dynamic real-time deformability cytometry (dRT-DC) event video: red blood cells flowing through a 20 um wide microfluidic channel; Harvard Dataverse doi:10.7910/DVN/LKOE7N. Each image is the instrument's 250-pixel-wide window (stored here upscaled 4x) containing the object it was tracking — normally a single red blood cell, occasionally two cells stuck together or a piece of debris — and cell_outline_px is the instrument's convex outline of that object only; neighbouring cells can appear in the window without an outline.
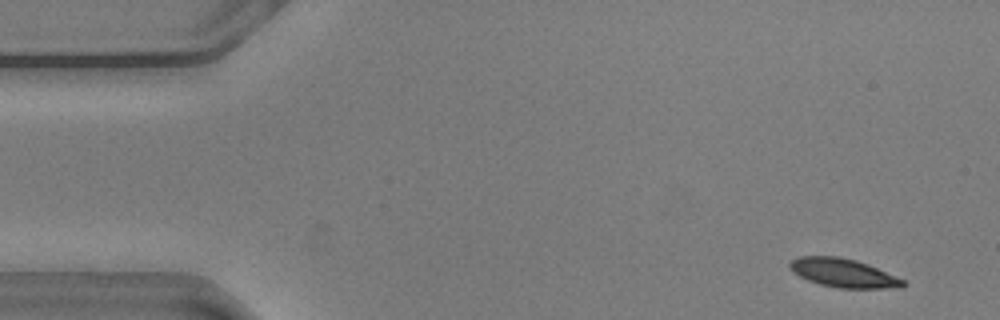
{"species": "common noctule bat (a hibernating species)", "species_latin": "Nyctalus noctula", "temperature_condition": "warm", "stored_images_in_passage": 55, "camera_frame_rate_fps": 3000, "um_per_image_px": 0.085, "animal": {"sex": "male", "body_mass_g": 20.5, "forearm_length_mm": 52.5}, "frame": {"image": 1, "passage_image": 3, "time_ms": 0.667, "image_size_px": [1000, 320], "cell_outline_px": [[908, 284], [900, 288], [836, 288], [820, 284], [808, 280], [792, 272], [788, 264], [792, 260], [800, 256], [836, 256], [856, 260], [868, 264], [904, 280]], "centroid_in_image_um": [71.68, 23.2], "position_along_channel_um": 13.3, "area_um2": 18.9}}
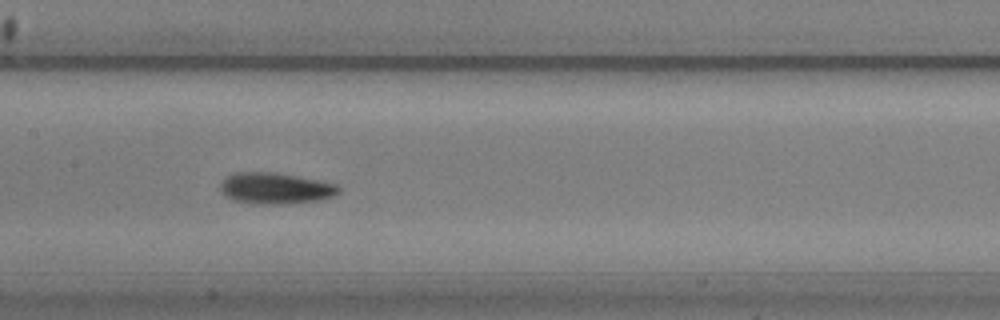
{"frame": {"image": 2, "passage_image": 26, "time_ms": 8.333, "image_size_px": [1000, 320], "cell_outline_px": [[340, 192], [336, 196], [320, 200], [288, 204], [256, 204], [232, 200], [224, 196], [220, 192], [220, 184], [228, 176], [236, 172], [276, 172], [336, 184], [340, 188]], "centroid_in_image_um": [23.41, 16.02], "position_along_channel_um": 184.0, "area_um2": 21.73}}
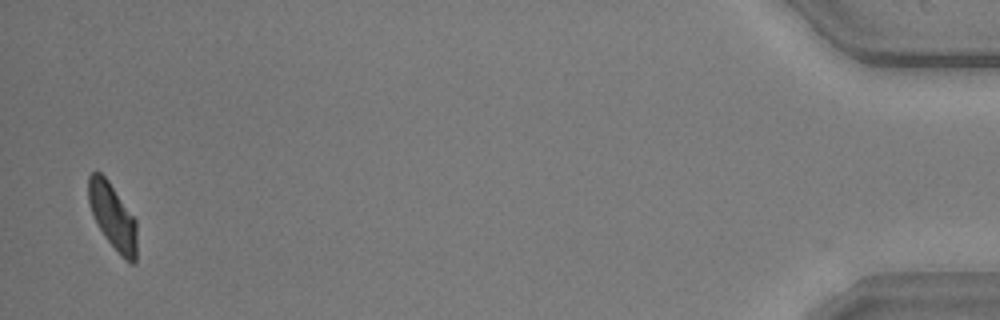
{"frame": {"image": 3, "passage_image": 54, "time_ms": 17.667, "image_size_px": [1000, 320], "cell_outline_px": [[136, 260], [132, 264], [120, 256], [104, 236], [88, 204], [88, 176], [92, 172], [100, 172], [108, 180], [136, 220]], "centroid_in_image_um": [9.57, 18.39], "position_along_channel_um": 425.6, "area_um2": 18.38}, "authors_computed_cell_mechanics": {"area_um2": 19.652, "velocity_mm_per_s": 3.589, "shape_relaxation_time_tau1_ms": 3.2244, "shape_relaxation_time_tau2_ms": 7.4774, "deformation_change_tau1": 0.1395, "deformation_change_tau2": 0.1246}}